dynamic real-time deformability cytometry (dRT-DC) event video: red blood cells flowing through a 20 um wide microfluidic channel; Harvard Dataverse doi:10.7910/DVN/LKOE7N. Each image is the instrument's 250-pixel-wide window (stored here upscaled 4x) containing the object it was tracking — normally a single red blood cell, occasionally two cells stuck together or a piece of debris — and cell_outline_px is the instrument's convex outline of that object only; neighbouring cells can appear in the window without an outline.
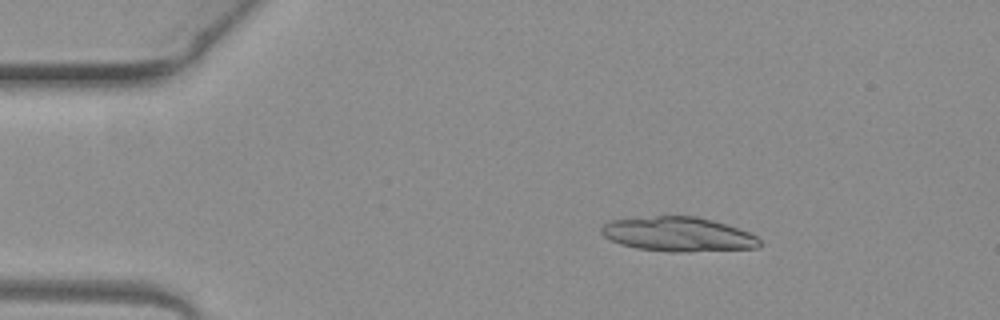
{"species": "common noctule bat (a hibernating species)", "species_latin": "Nyctalus noctula", "temperature_condition": "warm", "stored_images_in_passage": 5, "camera_frame_rate_fps": 3000, "um_per_image_px": 0.085, "animal": {"sex": "female", "body_mass_g": 19.3, "forearm_length_mm": 54.1}, "frame": {"image": 1, "passage_image": 3, "time_ms": 0.667, "image_size_px": [1000, 320], "cell_outline_px": [[764, 244], [760, 248], [688, 252], [672, 252], [636, 248], [620, 244], [604, 236], [600, 232], [600, 228], [608, 220], [656, 216], [696, 216], [712, 220], [748, 232], [756, 236]], "centroid_in_image_um": [57.65, 19.92], "position_along_channel_um": 27.3, "area_um2": 31.91}}
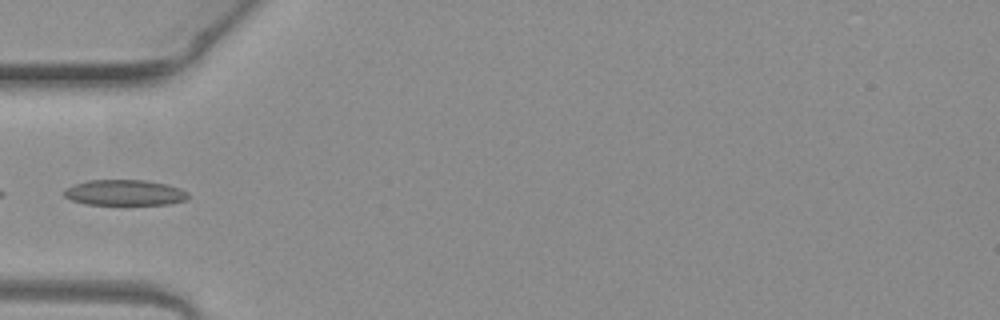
{"frame": {"image": 2, "passage_image": 5, "time_ms": 1.333, "image_size_px": [1000, 320], "cell_outline_px": [[192, 196], [188, 200], [168, 204], [84, 204], [72, 200], [64, 196], [64, 188], [72, 184], [88, 180], [144, 180], [168, 184], [180, 188], [188, 192]], "centroid_in_image_um": [10.62, 16.37], "position_along_channel_um": 74.4, "area_um2": 18.79}}